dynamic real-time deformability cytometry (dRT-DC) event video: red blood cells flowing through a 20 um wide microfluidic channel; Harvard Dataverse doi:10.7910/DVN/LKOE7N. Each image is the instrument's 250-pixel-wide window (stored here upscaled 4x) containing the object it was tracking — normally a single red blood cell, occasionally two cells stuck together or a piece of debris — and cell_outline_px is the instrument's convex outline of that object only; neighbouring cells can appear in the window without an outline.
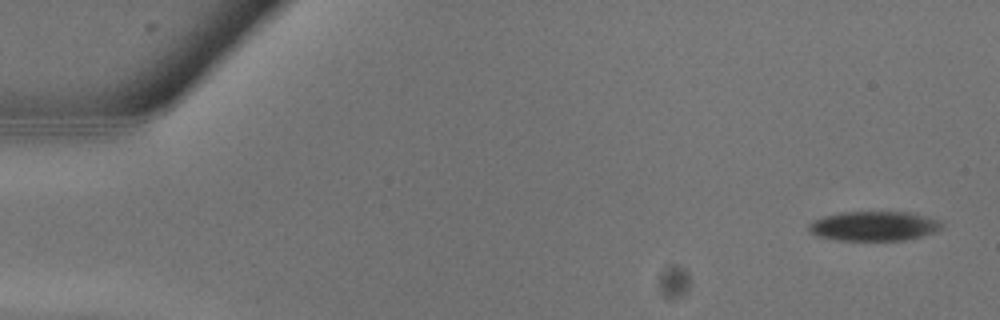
{"species": "common noctule bat (a hibernating species)", "species_latin": "Nyctalus noctula", "temperature_condition": "warm", "stored_images_in_passage": 16, "camera_frame_rate_fps": 3000, "um_per_image_px": 0.085, "animal": {"sex": "male", "body_mass_g": 13.3}, "frame": {"image": 1, "passage_image": 1, "time_ms": 0.0, "image_size_px": [1000, 320], "cell_outline_px": [[940, 228], [932, 232], [920, 236], [904, 240], [836, 240], [816, 236], [808, 228], [808, 224], [816, 220], [828, 216], [844, 212], [912, 212], [936, 220], [940, 224]], "centroid_in_image_um": [74.24, 19.22], "position_along_channel_um": 10.8, "area_um2": 22.31}}
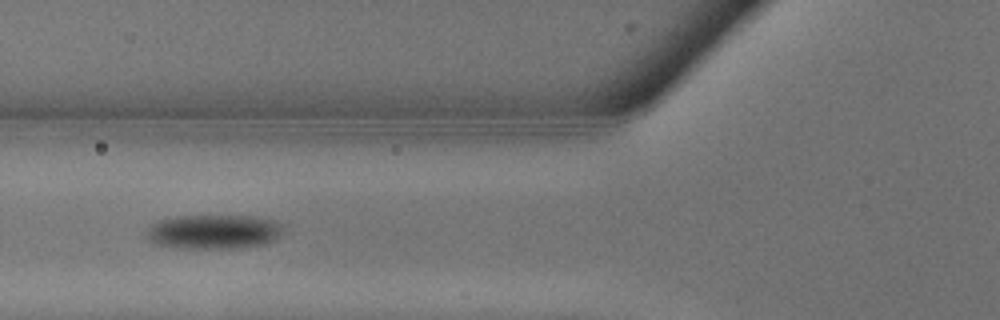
{"frame": {"image": 2, "passage_image": 10, "time_ms": 3.0, "image_size_px": [1000, 320], "cell_outline_px": [[280, 236], [276, 240], [264, 244], [240, 248], [180, 248], [156, 244], [148, 236], [148, 228], [152, 224], [160, 220], [176, 216], [252, 216], [272, 220], [280, 224]], "centroid_in_image_um": [18.18, 19.7], "position_along_channel_um": 107.6, "area_um2": 27.05}}
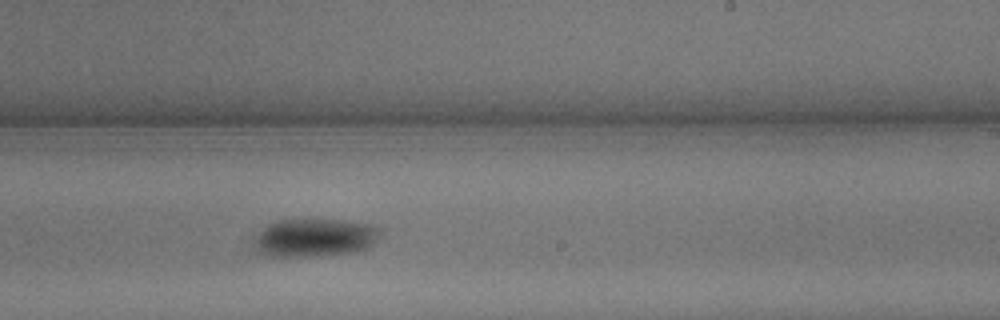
{"frame": {"image": 3, "passage_image": 16, "time_ms": 5.0, "image_size_px": [1000, 320], "cell_outline_px": [[384, 232], [368, 248], [352, 252], [324, 256], [272, 256], [260, 252], [256, 244], [256, 240], [260, 232], [268, 224], [280, 220], [344, 220], [372, 224], [380, 228]], "centroid_in_image_um": [26.86, 20.2], "position_along_channel_um": 262.1, "area_um2": 27.8}}